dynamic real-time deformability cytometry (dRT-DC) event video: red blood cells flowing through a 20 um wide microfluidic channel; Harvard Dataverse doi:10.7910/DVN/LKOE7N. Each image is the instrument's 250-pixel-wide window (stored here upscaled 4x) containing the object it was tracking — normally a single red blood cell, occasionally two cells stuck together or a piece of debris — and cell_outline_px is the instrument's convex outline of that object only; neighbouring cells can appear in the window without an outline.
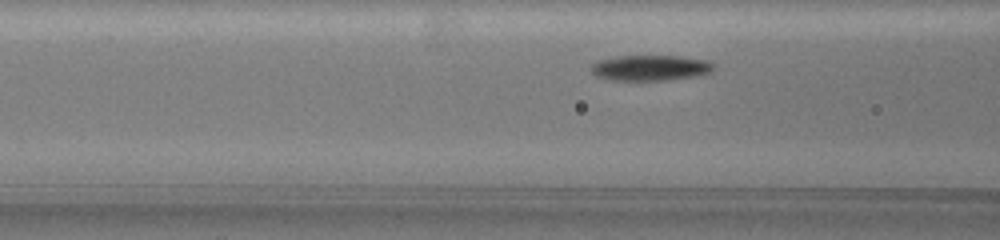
{"species": "common noctule bat (a hibernating species)", "species_latin": "Nyctalus noctula", "temperature_condition": "warm", "stored_images_in_passage": 21, "camera_frame_rate_fps": 3000, "um_per_image_px": 0.085, "animal": {"sex": "female", "body_mass_g": 19.5, "forearm_length_mm": 54.1}, "frame": {"image": 1, "passage_image": 6, "time_ms": 2.0, "image_size_px": [1000, 240], "cell_outline_px": [[716, 68], [708, 72], [696, 76], [664, 80], [612, 80], [600, 76], [592, 72], [592, 64], [600, 60], [616, 56], [676, 56], [708, 60], [716, 64]], "centroid_in_image_um": [55.34, 5.76], "position_along_channel_um": 111.3, "area_um2": 18.03}}
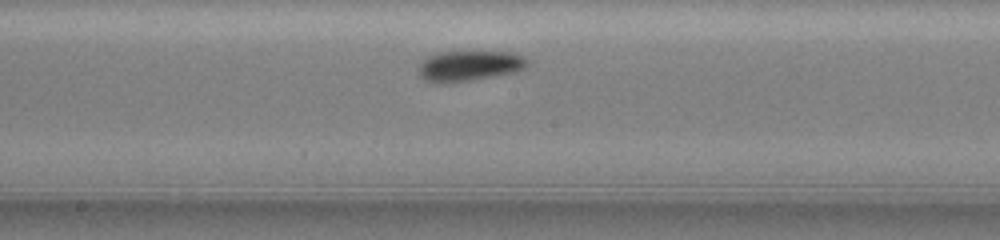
{"frame": {"image": 2, "passage_image": 12, "time_ms": 4.667, "image_size_px": [1000, 240], "cell_outline_px": [[528, 64], [524, 68], [512, 72], [468, 80], [424, 80], [420, 76], [420, 64], [428, 56], [440, 52], [460, 48], [516, 52], [524, 56], [528, 60]], "centroid_in_image_um": [39.97, 5.47], "position_along_channel_um": 208.2, "area_um2": 19.42}}
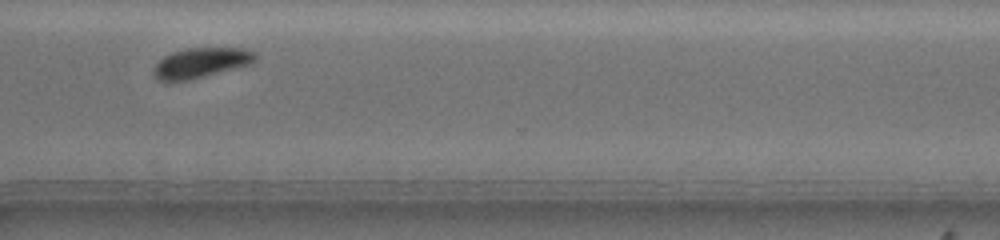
{"frame": {"image": 3, "passage_image": 19, "time_ms": 8.667, "image_size_px": [1000, 240], "cell_outline_px": [[256, 60], [248, 64], [188, 80], [160, 80], [156, 76], [156, 64], [164, 56], [172, 52], [188, 48], [244, 48], [256, 52]], "centroid_in_image_um": [17.13, 5.3], "position_along_channel_um": 353.5, "area_um2": 17.11}, "authors_computed_cell_mechanics": {"area_um2": 18.3226, "velocity_mm_per_s": 3.6341, "shape_relaxation_time_tau1_ms": 1.7606, "shape_relaxation_time_tau2_ms": null, "deformation_change_tau1": 0.1047, "deformation_change_tau2": null}}